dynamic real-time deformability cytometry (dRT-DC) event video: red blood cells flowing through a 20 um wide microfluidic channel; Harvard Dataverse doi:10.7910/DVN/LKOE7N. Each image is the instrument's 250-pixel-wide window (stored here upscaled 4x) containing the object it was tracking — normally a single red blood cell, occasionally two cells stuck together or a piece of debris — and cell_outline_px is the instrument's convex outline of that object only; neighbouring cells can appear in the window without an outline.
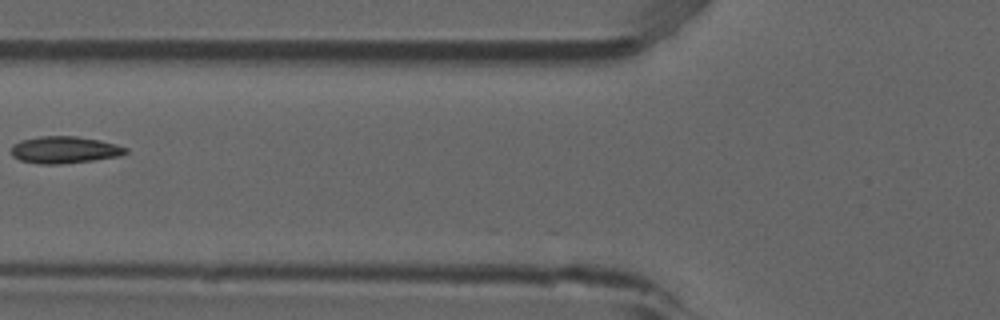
{"species": "common noctule bat (a hibernating species)", "species_latin": "Nyctalus noctula", "temperature_condition": "room temperature", "stored_images_in_passage": 5, "camera_frame_rate_fps": 3000, "um_per_image_px": 0.085, "animal": {"sex": "male", "forearm_length_mm": 52.5}, "frame": {"image": 1, "passage_image": 4, "time_ms": 1.0, "image_size_px": [1000, 320], "cell_outline_px": [[128, 152], [120, 156], [92, 160], [60, 164], [40, 164], [20, 160], [12, 156], [12, 144], [20, 140], [40, 136], [76, 136], [100, 140], [116, 144], [128, 148]], "centroid_in_image_um": [5.48, 12.73], "position_along_channel_um": 120.3, "area_um2": 18.03}}
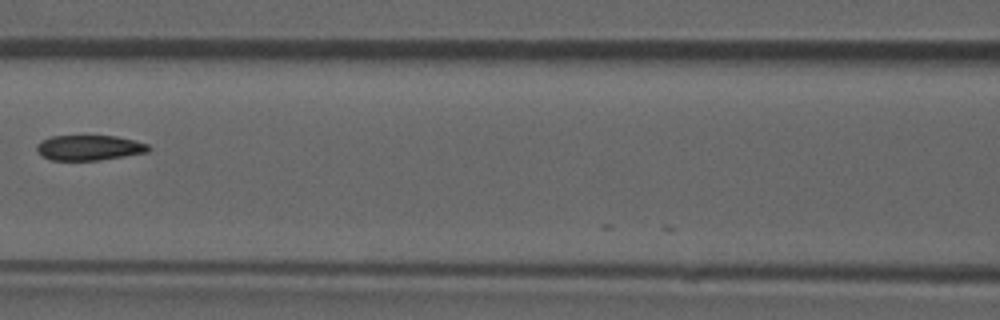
{"frame": {"image": 2, "passage_image": 5, "time_ms": 1.333, "image_size_px": [1000, 320], "cell_outline_px": [[152, 148], [148, 152], [100, 160], [52, 160], [40, 156], [36, 152], [36, 144], [40, 140], [52, 136], [116, 136], [148, 144]], "centroid_in_image_um": [7.54, 12.56], "position_along_channel_um": 159.1, "area_um2": 16.53}}